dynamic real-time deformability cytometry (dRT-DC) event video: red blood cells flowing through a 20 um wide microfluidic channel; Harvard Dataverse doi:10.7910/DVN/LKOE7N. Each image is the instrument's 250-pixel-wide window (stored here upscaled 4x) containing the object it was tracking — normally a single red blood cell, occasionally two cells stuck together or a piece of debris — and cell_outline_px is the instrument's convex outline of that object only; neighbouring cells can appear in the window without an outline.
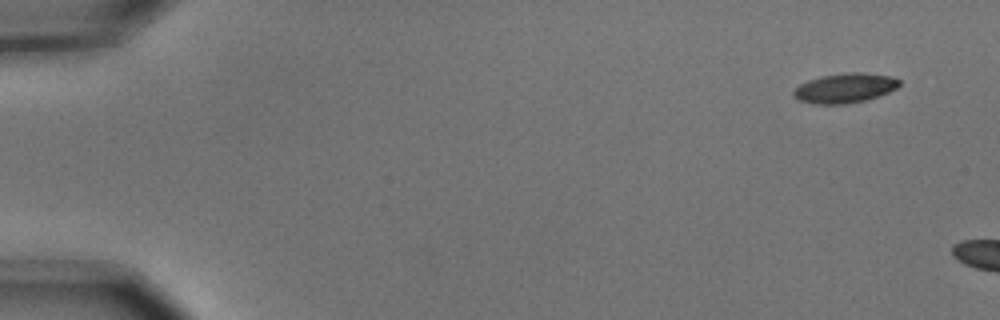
{"species": "common noctule bat (a hibernating species)", "species_latin": "Nyctalus noctula", "temperature_condition": "cold", "stored_images_in_passage": 3, "camera_frame_rate_fps": 3000, "um_per_image_px": 0.085, "animal": {"sex": "male", "body_mass_g": 15.6}, "frame": {"image": 1, "passage_image": 1, "time_ms": 0.0, "image_size_px": [1000, 320], "cell_outline_px": [[900, 84], [896, 88], [888, 92], [864, 100], [844, 104], [816, 104], [800, 100], [792, 96], [792, 92], [800, 84], [808, 80], [824, 76], [848, 72], [860, 72], [892, 76], [900, 80]], "centroid_in_image_um": [71.81, 7.48], "position_along_channel_um": 13.2, "area_um2": 18.03}}